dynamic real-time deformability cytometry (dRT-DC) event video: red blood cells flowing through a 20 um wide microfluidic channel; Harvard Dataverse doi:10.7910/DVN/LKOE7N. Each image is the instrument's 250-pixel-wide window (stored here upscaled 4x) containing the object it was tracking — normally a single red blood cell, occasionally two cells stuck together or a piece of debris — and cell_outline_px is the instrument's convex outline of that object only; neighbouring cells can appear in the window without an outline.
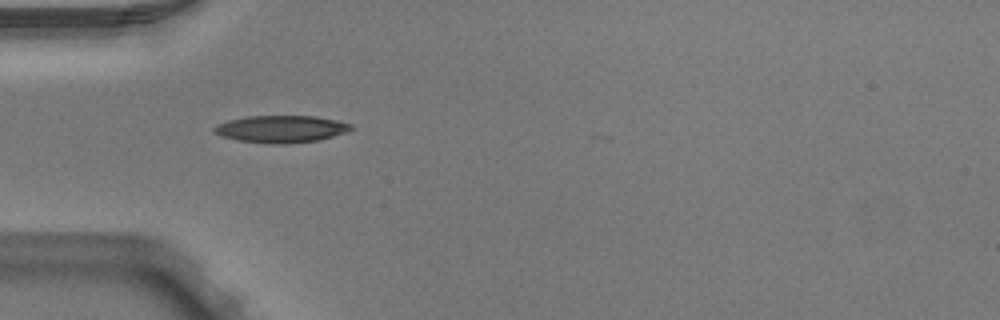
{"species": "Egyptian fruit bat (a non-hibernating species)", "species_latin": "Rousettus aegyptiacus", "temperature_condition": "warm", "stored_images_in_passage": 6, "camera_frame_rate_fps": 3000, "um_per_image_px": 0.085, "animal": {"sex": "male"}, "frame": {"image": 1, "passage_image": 4, "time_ms": 1.0, "image_size_px": [1000, 320], "cell_outline_px": [[356, 128], [348, 132], [320, 140], [284, 144], [272, 144], [240, 140], [220, 136], [212, 132], [212, 128], [216, 124], [228, 120], [248, 116], [316, 116], [336, 120], [352, 124]], "centroid_in_image_um": [23.91, 10.96], "position_along_channel_um": 61.1, "area_um2": 21.91}}
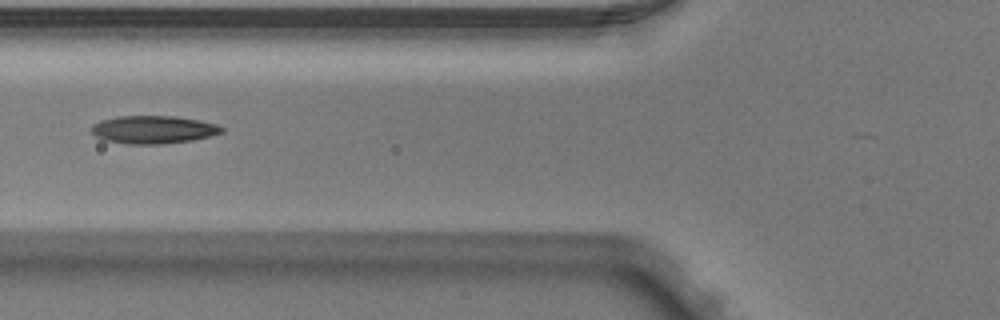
{"frame": {"image": 2, "passage_image": 5, "time_ms": 1.333, "image_size_px": [1000, 320], "cell_outline_px": [[224, 132], [212, 136], [192, 140], [160, 144], [128, 144], [104, 140], [96, 136], [92, 132], [92, 124], [100, 120], [120, 116], [176, 116], [200, 120], [216, 124], [224, 128]], "centroid_in_image_um": [13.05, 11.01], "position_along_channel_um": 112.7, "area_um2": 21.27}}
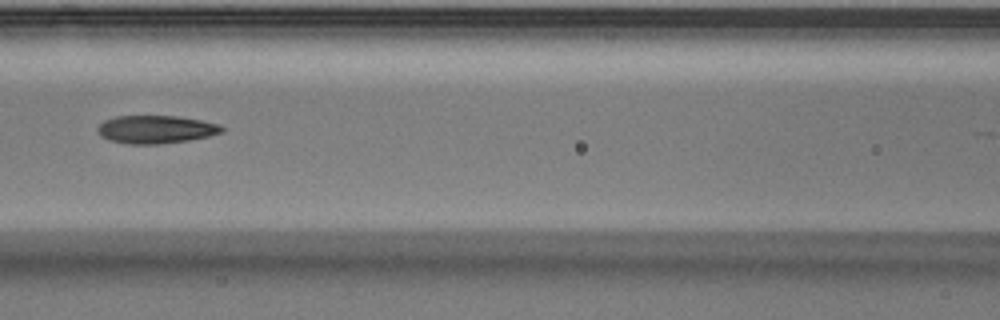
{"frame": {"image": 3, "passage_image": 6, "time_ms": 1.667, "image_size_px": [1000, 320], "cell_outline_px": [[224, 132], [208, 136], [188, 140], [160, 144], [128, 144], [112, 140], [100, 136], [96, 128], [104, 120], [116, 116], [180, 116], [220, 124], [224, 128]], "centroid_in_image_um": [13.26, 10.99], "position_along_channel_um": 153.3, "area_um2": 20.29}}